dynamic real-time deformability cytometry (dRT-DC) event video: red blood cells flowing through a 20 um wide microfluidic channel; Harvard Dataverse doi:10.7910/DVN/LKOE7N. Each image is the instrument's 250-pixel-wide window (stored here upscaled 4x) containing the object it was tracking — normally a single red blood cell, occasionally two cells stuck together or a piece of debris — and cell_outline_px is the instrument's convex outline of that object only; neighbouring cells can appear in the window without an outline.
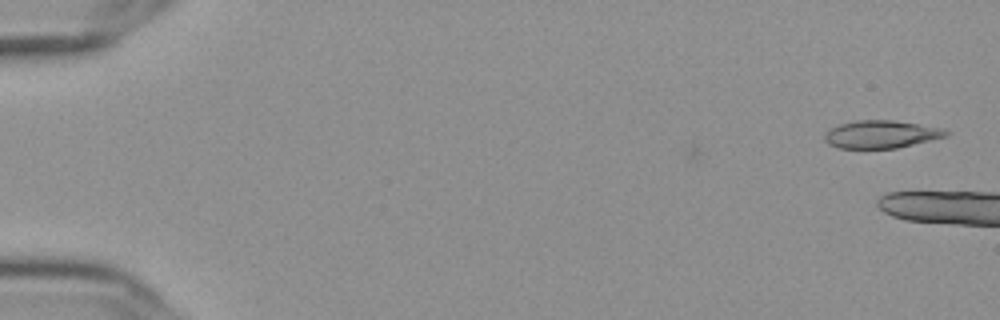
{"species": "Egyptian fruit bat (a non-hibernating species)", "species_latin": "Rousettus aegyptiacus", "temperature_condition": "cold", "stored_images_in_passage": 5, "camera_frame_rate_fps": 3000, "um_per_image_px": 0.085, "frame": {"image": 1, "passage_image": 1, "time_ms": 0.0, "image_size_px": [1000, 320], "cell_outline_px": [[948, 136], [896, 148], [836, 148], [828, 144], [824, 140], [824, 136], [828, 128], [840, 124], [856, 120], [892, 120], [944, 128], [948, 132]], "centroid_in_image_um": [74.86, 11.41], "position_along_channel_um": 10.1, "area_um2": 19.65}}